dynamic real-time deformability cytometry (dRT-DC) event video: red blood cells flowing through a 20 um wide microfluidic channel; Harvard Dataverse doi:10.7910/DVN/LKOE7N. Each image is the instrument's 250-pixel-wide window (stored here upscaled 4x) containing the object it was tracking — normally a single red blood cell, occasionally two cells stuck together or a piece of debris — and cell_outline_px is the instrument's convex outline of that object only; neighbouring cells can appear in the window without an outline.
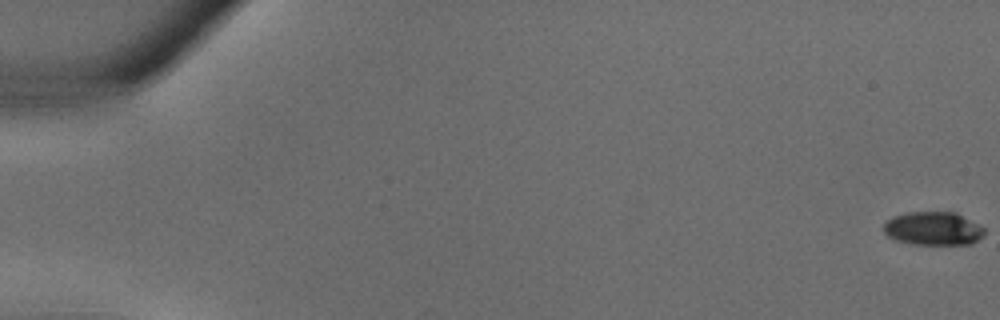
{"species": "common noctule bat (a hibernating species)", "species_latin": "Nyctalus noctula", "temperature_condition": "warm", "stored_images_in_passage": 37, "camera_frame_rate_fps": 3000, "um_per_image_px": 0.085, "animal": {"sex": "male", "body_mass_g": 18.8}, "frame": {"image": 1, "passage_image": 1, "time_ms": 0.0, "image_size_px": [1000, 320], "cell_outline_px": [[984, 236], [972, 244], [912, 244], [896, 240], [888, 236], [880, 228], [892, 216], [908, 212], [956, 212], [980, 224], [984, 228]], "centroid_in_image_um": [79.33, 19.42], "position_along_channel_um": 5.7, "area_um2": 19.88}}
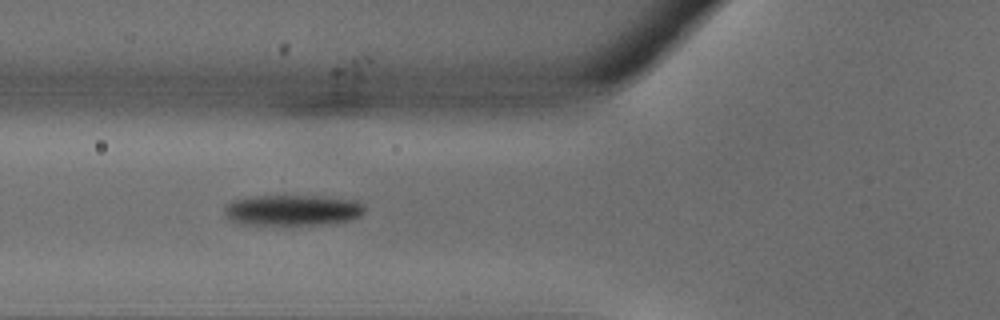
{"frame": {"image": 2, "passage_image": 15, "time_ms": 4.667, "image_size_px": [1000, 320], "cell_outline_px": [[364, 212], [360, 216], [348, 220], [320, 224], [244, 224], [232, 220], [224, 212], [224, 208], [232, 200], [256, 196], [320, 196], [360, 200], [364, 204]], "centroid_in_image_um": [24.92, 17.84], "position_along_channel_um": 100.9, "area_um2": 24.91}}
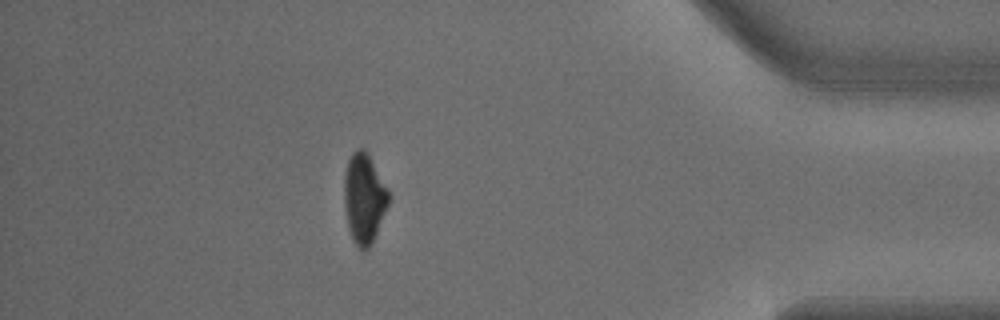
{"frame": {"image": 3, "passage_image": 33, "time_ms": 10.667, "image_size_px": [1000, 320], "cell_outline_px": [[388, 204], [376, 232], [368, 248], [364, 252], [356, 248], [352, 240], [348, 228], [344, 208], [344, 176], [348, 160], [352, 152], [356, 148], [364, 148], [368, 152], [388, 188]], "centroid_in_image_um": [30.92, 16.84], "position_along_channel_um": 404.3, "area_um2": 23.41}}